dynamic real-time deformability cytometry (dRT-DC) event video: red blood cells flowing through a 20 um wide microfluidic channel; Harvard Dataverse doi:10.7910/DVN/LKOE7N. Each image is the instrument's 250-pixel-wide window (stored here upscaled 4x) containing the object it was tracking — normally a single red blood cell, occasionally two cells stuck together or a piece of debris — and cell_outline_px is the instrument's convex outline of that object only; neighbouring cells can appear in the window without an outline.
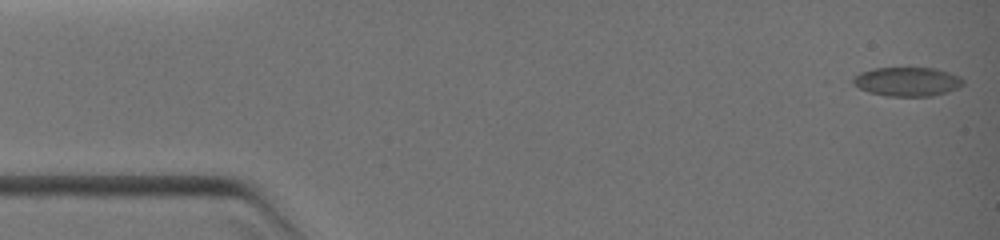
{"species": "common noctule bat (a hibernating species)", "species_latin": "Nyctalus noctula", "temperature_condition": "warm", "stored_images_in_passage": 35, "camera_frame_rate_fps": 3000, "um_per_image_px": 0.085, "animal": {"sex": "female", "body_mass_g": 19.0, "forearm_length_mm": 51.5}, "frame": {"image": 1, "passage_image": 1, "time_ms": 0.0, "image_size_px": [1000, 240], "cell_outline_px": [[964, 84], [948, 92], [932, 96], [884, 96], [868, 92], [852, 84], [852, 80], [860, 72], [872, 68], [936, 68], [960, 76], [964, 80]], "centroid_in_image_um": [77.12, 6.94], "position_along_channel_um": 7.9, "area_um2": 18.73}}
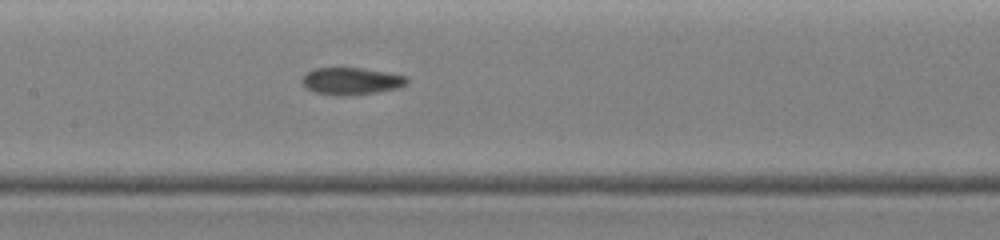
{"frame": {"image": 2, "passage_image": 15, "time_ms": 6.333, "image_size_px": [1000, 240], "cell_outline_px": [[408, 84], [400, 88], [376, 92], [348, 96], [336, 96], [316, 92], [304, 88], [300, 80], [308, 72], [316, 68], [364, 68], [388, 72], [408, 76]], "centroid_in_image_um": [29.89, 6.9], "position_along_channel_um": 177.5, "area_um2": 16.88}}
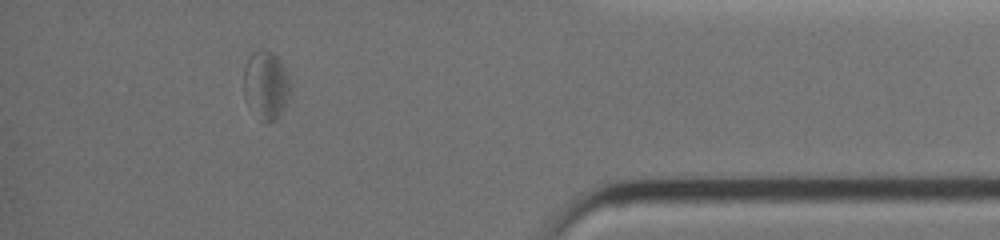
{"frame": {"image": 3, "passage_image": 30, "time_ms": 12.0, "image_size_px": [1000, 240], "cell_outline_px": [[288, 96], [276, 120], [268, 124], [260, 120], [244, 100], [244, 68], [248, 56], [252, 52], [264, 48], [272, 52], [280, 60], [284, 68], [288, 80]], "centroid_in_image_um": [22.54, 7.22], "position_along_channel_um": 412.7, "area_um2": 18.38}}